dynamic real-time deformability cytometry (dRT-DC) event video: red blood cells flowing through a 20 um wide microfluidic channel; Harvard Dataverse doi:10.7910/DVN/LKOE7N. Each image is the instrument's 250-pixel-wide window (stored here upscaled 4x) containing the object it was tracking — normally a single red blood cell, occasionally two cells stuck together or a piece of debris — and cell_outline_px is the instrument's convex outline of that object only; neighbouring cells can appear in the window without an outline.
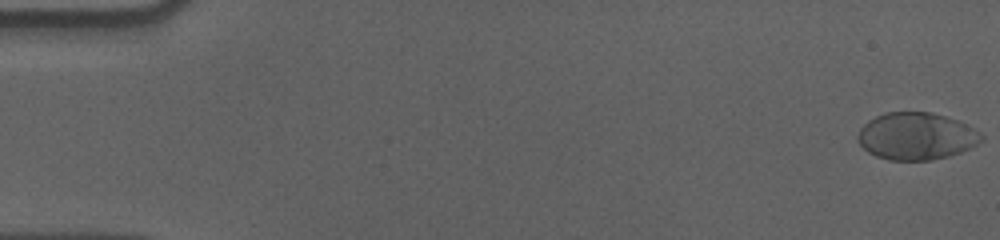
{"species": "human", "species_latin": "Homo sapiens", "temperature_condition": "cold", "stored_images_in_passage": 58, "camera_frame_rate_fps": 3000, "um_per_image_px": 0.085, "donor": {"sex": "male"}, "frame": {"image": 1, "passage_image": 1, "time_ms": 0.0, "image_size_px": [1000, 240], "cell_outline_px": [[984, 140], [972, 148], [948, 156], [928, 160], [888, 160], [876, 156], [868, 152], [856, 140], [856, 136], [860, 128], [868, 120], [884, 112], [932, 112], [956, 120], [980, 132], [984, 136]], "centroid_in_image_um": [77.87, 11.58], "position_along_channel_um": 7.1, "area_um2": 34.1}}
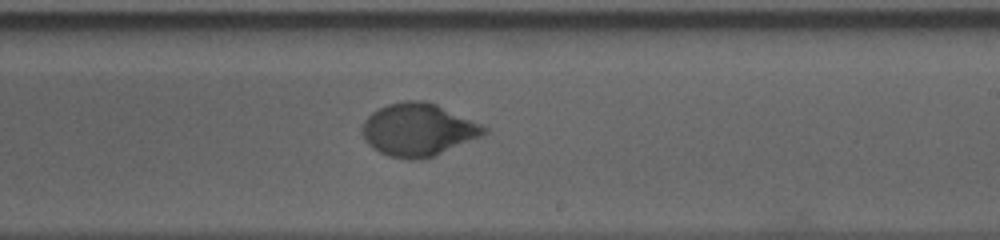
{"frame": {"image": 2, "passage_image": 35, "time_ms": 11.333, "image_size_px": [1000, 240], "cell_outline_px": [[488, 132], [480, 136], [424, 160], [412, 160], [388, 156], [372, 148], [368, 144], [364, 136], [364, 120], [372, 112], [388, 104], [404, 100], [420, 100], [436, 104], [480, 124], [488, 128]], "centroid_in_image_um": [35.53, 11.03], "position_along_channel_um": 253.5, "area_um2": 36.88}}
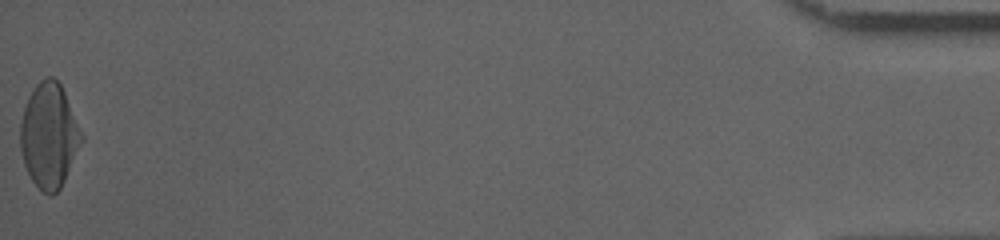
{"frame": {"image": 3, "passage_image": 58, "time_ms": 19.0, "image_size_px": [1000, 240], "cell_outline_px": [[84, 140], [60, 188], [52, 196], [48, 196], [32, 180], [24, 164], [20, 148], [20, 124], [24, 108], [28, 96], [32, 88], [44, 76], [52, 76], [60, 84], [64, 92], [84, 136]], "centroid_in_image_um": [4.17, 11.51], "position_along_channel_um": 431.0, "area_um2": 37.28}, "authors_computed_cell_mechanics": {"area_um2": 35.6915, "velocity_mm_per_s": 3.5727, "shape_relaxation_time_tau1_ms": 4.83, "shape_relaxation_time_tau2_ms": null, "deformation_change_tau1": 0.193, "deformation_change_tau2": null}}